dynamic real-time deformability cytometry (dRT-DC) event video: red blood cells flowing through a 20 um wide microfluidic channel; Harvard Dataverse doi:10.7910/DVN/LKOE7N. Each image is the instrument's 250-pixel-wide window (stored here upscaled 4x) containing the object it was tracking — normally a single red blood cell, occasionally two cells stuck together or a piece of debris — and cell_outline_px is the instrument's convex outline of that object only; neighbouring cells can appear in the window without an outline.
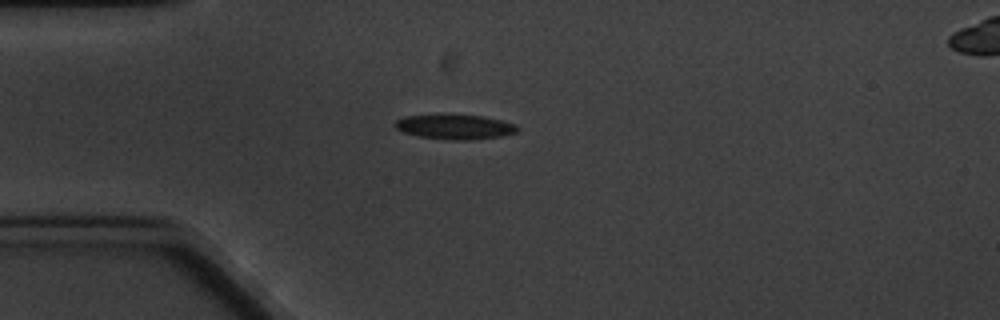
{"species": "common noctule bat (a hibernating species)", "species_latin": "Nyctalus noctula", "temperature_condition": "cold", "stored_images_in_passage": 8, "camera_frame_rate_fps": 3000, "um_per_image_px": 0.085, "animal": {"sex": "male", "body_mass_g": 20.1, "forearm_length_mm": 53.5}, "frame": {"image": 1, "passage_image": 2, "time_ms": 1.0, "image_size_px": [1000, 320], "cell_outline_px": [[520, 128], [516, 132], [500, 136], [468, 140], [452, 140], [420, 136], [404, 132], [396, 128], [392, 124], [396, 120], [404, 116], [440, 112], [444, 112], [484, 116], [516, 124]], "centroid_in_image_um": [38.62, 10.73], "position_along_channel_um": 46.4, "area_um2": 18.32}}
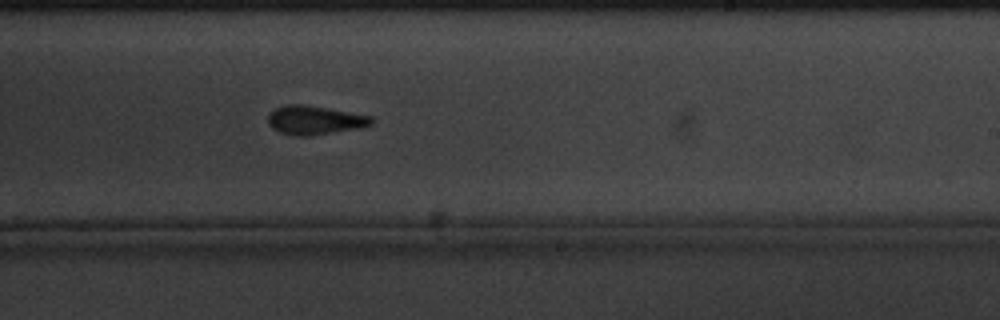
{"frame": {"image": 2, "passage_image": 8, "time_ms": 8.0, "image_size_px": [1000, 320], "cell_outline_px": [[372, 124], [360, 128], [312, 136], [292, 136], [280, 132], [272, 128], [268, 124], [268, 112], [276, 108], [288, 104], [304, 104], [372, 116]], "centroid_in_image_um": [26.71, 10.22], "position_along_channel_um": 262.3, "area_um2": 17.51}}